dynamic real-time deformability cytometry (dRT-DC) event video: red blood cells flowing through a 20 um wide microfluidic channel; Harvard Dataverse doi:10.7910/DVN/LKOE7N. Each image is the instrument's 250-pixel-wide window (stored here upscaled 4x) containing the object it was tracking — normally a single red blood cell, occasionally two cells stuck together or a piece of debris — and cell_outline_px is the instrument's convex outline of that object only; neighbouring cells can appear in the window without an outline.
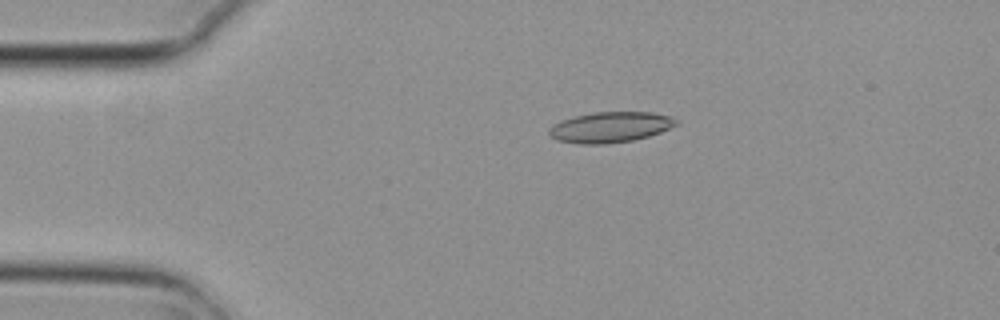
{"species": "common noctule bat (a hibernating species)", "species_latin": "Nyctalus noctula", "temperature_condition": "cold", "stored_images_in_passage": 4, "camera_frame_rate_fps": 3000, "um_per_image_px": 0.085, "animal": {"sex": "female", "body_mass_g": 29.2, "forearm_length_mm": 56.3}, "frame": {"image": 1, "passage_image": 2, "time_ms": 0.333, "image_size_px": [1000, 320], "cell_outline_px": [[680, 124], [660, 132], [648, 136], [632, 140], [608, 144], [580, 144], [556, 140], [548, 132], [548, 128], [552, 124], [560, 120], [576, 116], [596, 112], [652, 112], [668, 116], [676, 120]], "centroid_in_image_um": [51.85, 10.81], "position_along_channel_um": 33.2, "area_um2": 22.66}}
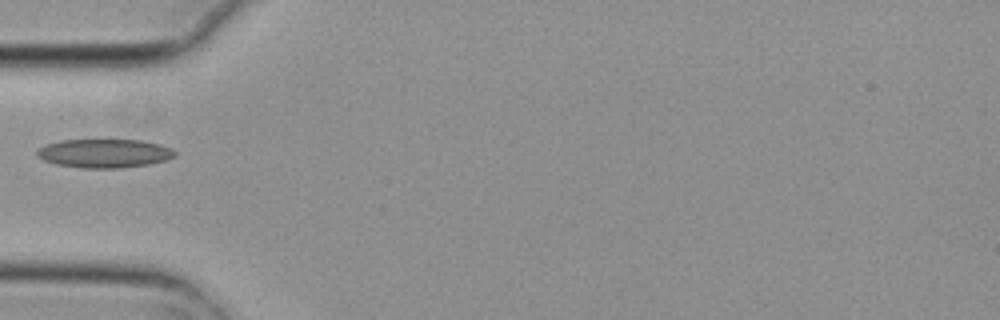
{"frame": {"image": 2, "passage_image": 4, "time_ms": 1.0, "image_size_px": [1000, 320], "cell_outline_px": [[176, 156], [164, 160], [148, 164], [120, 168], [84, 168], [56, 164], [44, 160], [36, 156], [36, 152], [44, 144], [60, 140], [140, 140], [160, 144], [172, 148], [176, 152]], "centroid_in_image_um": [8.86, 13.03], "position_along_channel_um": 76.1, "area_um2": 23.06}}